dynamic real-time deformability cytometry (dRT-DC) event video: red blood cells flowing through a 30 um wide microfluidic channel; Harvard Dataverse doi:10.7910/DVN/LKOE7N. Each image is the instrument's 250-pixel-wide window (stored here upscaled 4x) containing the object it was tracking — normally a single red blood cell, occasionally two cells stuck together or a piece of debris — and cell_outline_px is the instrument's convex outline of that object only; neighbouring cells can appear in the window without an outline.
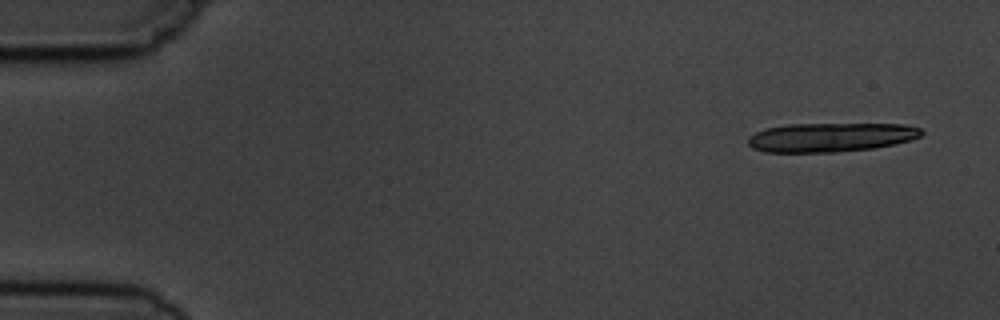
{"species": "common noctule bat (a hibernating species)", "species_latin": "Nyctalus noctula", "temperature_condition": "cold", "stored_images_in_passage": 5, "camera_frame_rate_fps": 3000, "um_per_image_px": 0.085, "animal": {"sex": "male", "body_mass_g": 19.5, "forearm_length_mm": 54.6}, "frame": {"image": 1, "passage_image": 1, "time_ms": 0.0, "image_size_px": [1000, 320], "cell_outline_px": [[924, 132], [920, 136], [912, 140], [896, 144], [872, 148], [836, 152], [764, 152], [752, 148], [748, 144], [748, 136], [764, 128], [788, 124], [904, 124], [920, 128]], "centroid_in_image_um": [70.6, 11.67], "position_along_channel_um": 14.4, "area_um2": 29.54}}
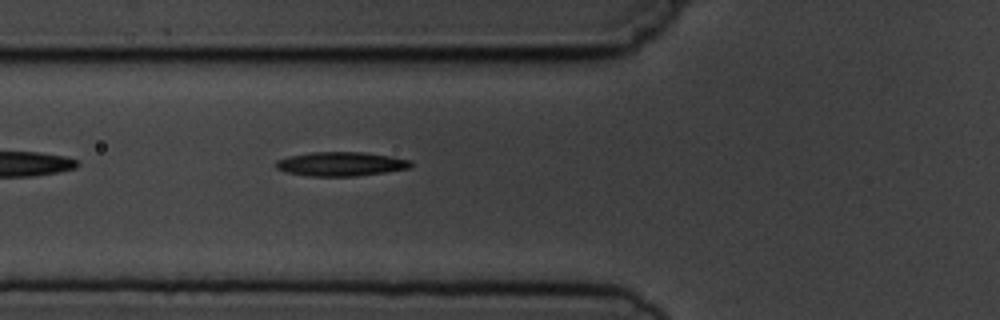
{"frame": {"image": 2, "passage_image": 5, "time_ms": 5.667, "image_size_px": [1000, 320], "cell_outline_px": [[412, 164], [408, 168], [384, 172], [356, 176], [308, 176], [284, 172], [276, 168], [276, 160], [288, 156], [312, 152], [364, 152], [392, 156], [412, 160]], "centroid_in_image_um": [28.95, 13.93], "position_along_channel_um": 96.8, "area_um2": 19.02}}